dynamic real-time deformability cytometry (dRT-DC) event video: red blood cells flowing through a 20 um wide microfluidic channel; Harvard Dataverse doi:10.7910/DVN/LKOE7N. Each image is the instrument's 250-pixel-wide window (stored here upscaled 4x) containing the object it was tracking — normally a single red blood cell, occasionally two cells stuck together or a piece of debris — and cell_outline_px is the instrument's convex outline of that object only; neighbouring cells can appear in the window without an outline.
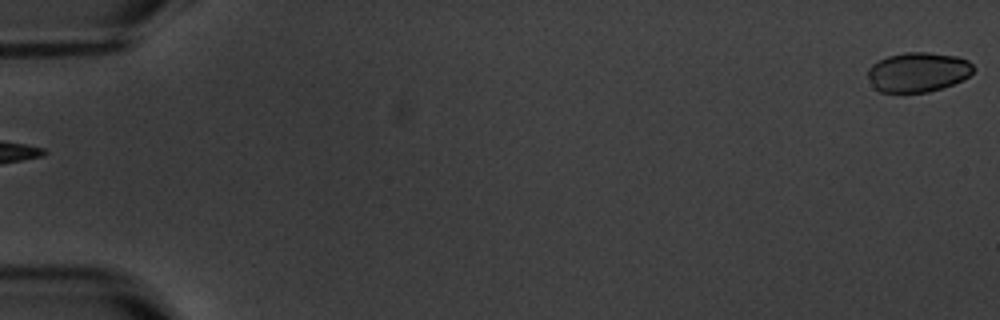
{"species": "common noctule bat (a hibernating species)", "species_latin": "Nyctalus noctula", "temperature_condition": "warm", "stored_images_in_passage": 4, "segment_of_instrument_passage": [2, 2], "camera_frame_rate_fps": 3000, "um_per_image_px": 0.085, "animal": {"sex": "male", "body_mass_g": 20.1, "forearm_length_mm": 53.5}, "frame": {"image": 1, "passage_image": 4, "time_ms": 4.0, "image_size_px": [1000, 320], "cell_outline_px": [[976, 68], [968, 76], [952, 84], [928, 92], [880, 92], [872, 84], [868, 76], [868, 68], [872, 64], [888, 56], [904, 52], [928, 52], [956, 56], [968, 60]], "centroid_in_image_um": [78.03, 6.12], "position_along_channel_um": 7.0, "area_um2": 24.22}}